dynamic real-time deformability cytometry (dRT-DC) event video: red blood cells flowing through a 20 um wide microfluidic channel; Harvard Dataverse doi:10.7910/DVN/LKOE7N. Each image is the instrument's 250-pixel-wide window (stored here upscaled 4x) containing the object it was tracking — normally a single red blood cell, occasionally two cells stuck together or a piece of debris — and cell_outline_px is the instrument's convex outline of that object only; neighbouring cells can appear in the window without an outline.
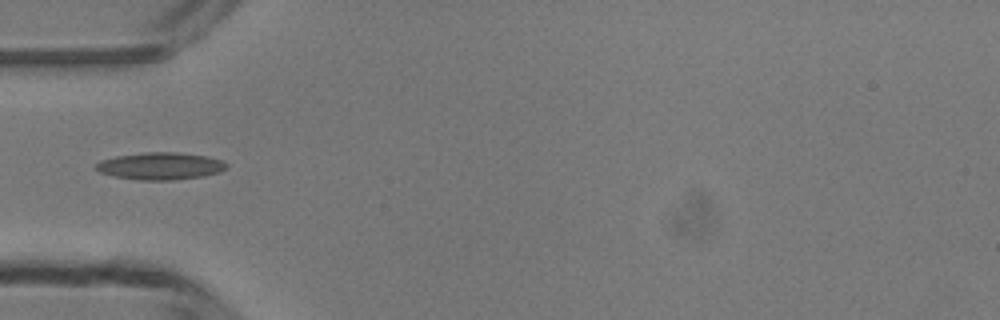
{"species": "common noctule bat (a hibernating species)", "species_latin": "Nyctalus noctula", "temperature_condition": "room temperature", "stored_images_in_passage": 31, "camera_frame_rate_fps": 3000, "um_per_image_px": 0.085, "animal": {"sex": "male", "body_mass_g": 13.3}, "frame": {"image": 1, "passage_image": 1, "time_ms": 0.0, "image_size_px": [1000, 320], "cell_outline_px": [[228, 168], [220, 172], [204, 176], [172, 180], [140, 180], [116, 176], [100, 172], [96, 168], [96, 164], [100, 160], [116, 156], [144, 152], [176, 152], [208, 156], [220, 160], [228, 164]], "centroid_in_image_um": [13.67, 14.11], "position_along_channel_um": 71.3, "area_um2": 20.69}}
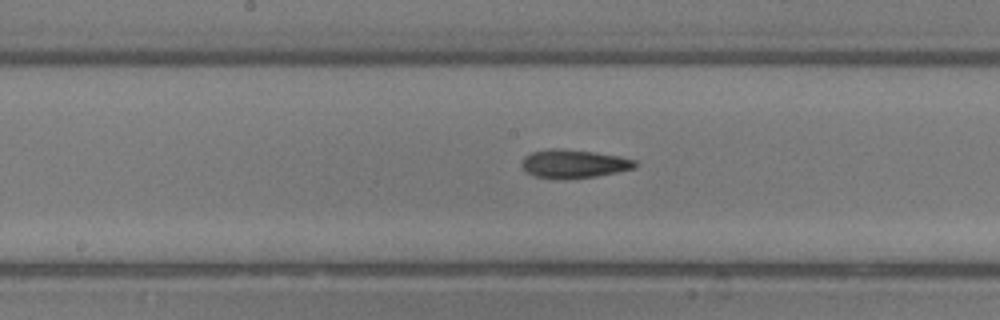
{"frame": {"image": 2, "passage_image": 10, "time_ms": 3.0, "image_size_px": [1000, 320], "cell_outline_px": [[636, 168], [596, 176], [564, 180], [536, 176], [524, 172], [520, 164], [524, 156], [532, 152], [548, 148], [564, 148], [620, 156], [636, 160]], "centroid_in_image_um": [48.73, 13.92], "position_along_channel_um": 199.5, "area_um2": 19.07}}
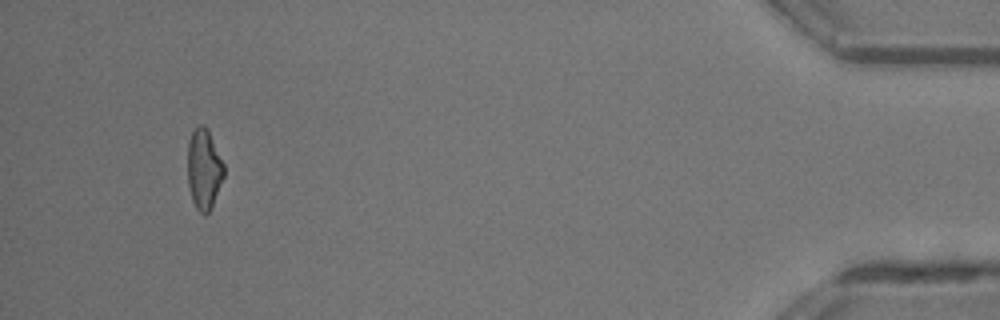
{"frame": {"image": 3, "passage_image": 31, "time_ms": 10.0, "image_size_px": [1000, 320], "cell_outline_px": [[224, 176], [212, 208], [204, 216], [196, 208], [192, 200], [188, 184], [188, 144], [192, 132], [200, 124], [204, 124], [208, 128], [224, 164]], "centroid_in_image_um": [17.35, 14.38], "position_along_channel_um": 417.9, "area_um2": 17.11}, "authors_computed_cell_mechanics": {"area_um2": 18.0914, "velocity_mm_per_s": 4.225, "shape_relaxation_time_tau1_ms": null, "shape_relaxation_time_tau2_ms": 5.3599, "deformation_change_tau1": null, "deformation_change_tau2": 0.1658}}